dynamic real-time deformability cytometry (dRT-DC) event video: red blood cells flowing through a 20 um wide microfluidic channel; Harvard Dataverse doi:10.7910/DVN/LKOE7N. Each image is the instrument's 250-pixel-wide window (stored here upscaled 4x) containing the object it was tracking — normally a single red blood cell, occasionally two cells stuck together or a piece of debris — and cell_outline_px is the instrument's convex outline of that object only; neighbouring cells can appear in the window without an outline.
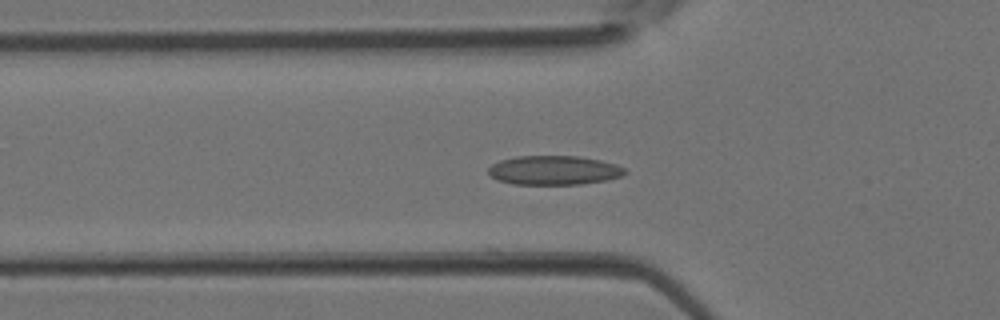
{"species": "Egyptian fruit bat (a non-hibernating species)", "species_latin": "Rousettus aegyptiacus", "temperature_condition": "room temperature", "stored_images_in_passage": 4, "camera_frame_rate_fps": 3000, "um_per_image_px": 0.085, "animal": {"sex": "female"}, "frame": {"image": 1, "passage_image": 4, "time_ms": 1.0, "image_size_px": [1000, 320], "cell_outline_px": [[628, 172], [620, 176], [608, 180], [580, 184], [512, 184], [496, 180], [488, 172], [488, 168], [492, 164], [500, 160], [516, 156], [580, 156], [600, 160], [616, 164], [624, 168]], "centroid_in_image_um": [47.08, 14.47], "position_along_channel_um": 78.7, "area_um2": 23.29}}